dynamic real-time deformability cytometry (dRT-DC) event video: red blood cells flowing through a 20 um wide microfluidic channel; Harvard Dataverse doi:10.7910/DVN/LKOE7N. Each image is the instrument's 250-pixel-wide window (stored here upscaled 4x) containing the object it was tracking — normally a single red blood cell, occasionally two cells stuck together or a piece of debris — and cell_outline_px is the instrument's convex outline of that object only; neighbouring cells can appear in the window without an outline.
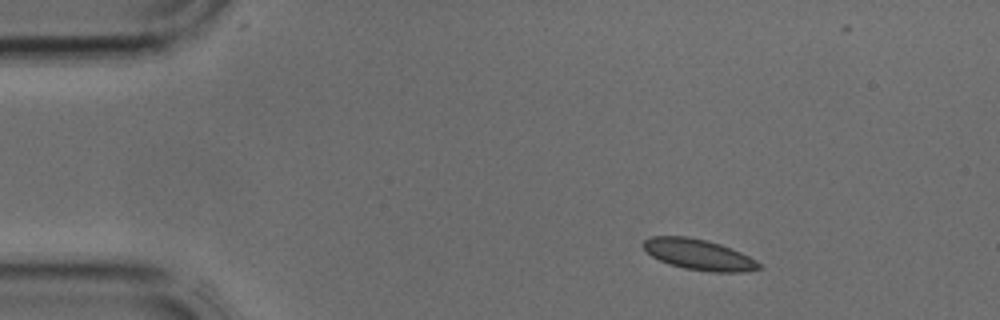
{"species": "common noctule bat (a hibernating species)", "species_latin": "Nyctalus noctula", "temperature_condition": "cold", "stored_images_in_passage": 4, "camera_frame_rate_fps": 3000, "um_per_image_px": 0.085, "animal": {"sex": "male", "body_mass_g": 17.9, "forearm_length_mm": 54.2}, "frame": {"image": 1, "passage_image": 1, "time_ms": 0.0, "image_size_px": [1000, 320], "cell_outline_px": [[764, 268], [744, 272], [712, 272], [684, 268], [668, 264], [652, 256], [644, 248], [644, 240], [652, 236], [688, 236], [720, 244], [740, 252], [756, 260]], "centroid_in_image_um": [59.41, 21.65], "position_along_channel_um": 25.6, "area_um2": 20.58}}